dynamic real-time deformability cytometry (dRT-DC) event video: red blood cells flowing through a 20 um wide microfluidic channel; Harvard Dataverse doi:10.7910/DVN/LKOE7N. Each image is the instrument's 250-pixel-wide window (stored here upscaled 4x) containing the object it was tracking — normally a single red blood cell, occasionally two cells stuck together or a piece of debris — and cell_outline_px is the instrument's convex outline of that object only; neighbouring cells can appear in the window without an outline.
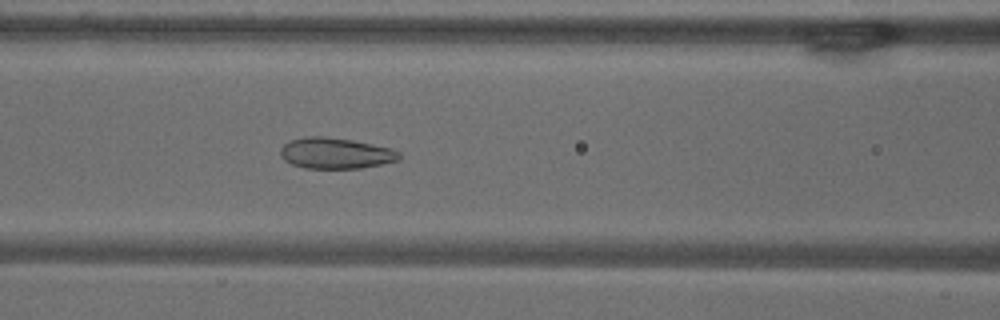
{"species": "common noctule bat (a hibernating species)", "species_latin": "Nyctalus noctula", "temperature_condition": "warm", "stored_images_in_passage": 56, "camera_frame_rate_fps": 3000, "um_per_image_px": 0.085, "animal": {"sex": "male", "body_mass_g": 18.8}, "frame": {"image": 1, "passage_image": 24, "time_ms": 7.667, "image_size_px": [1000, 320], "cell_outline_px": [[400, 160], [360, 168], [304, 168], [292, 164], [284, 160], [280, 156], [280, 148], [284, 144], [292, 140], [304, 136], [324, 136], [352, 140], [392, 148], [400, 152]], "centroid_in_image_um": [28.52, 13.02], "position_along_channel_um": 138.1, "area_um2": 21.44}}
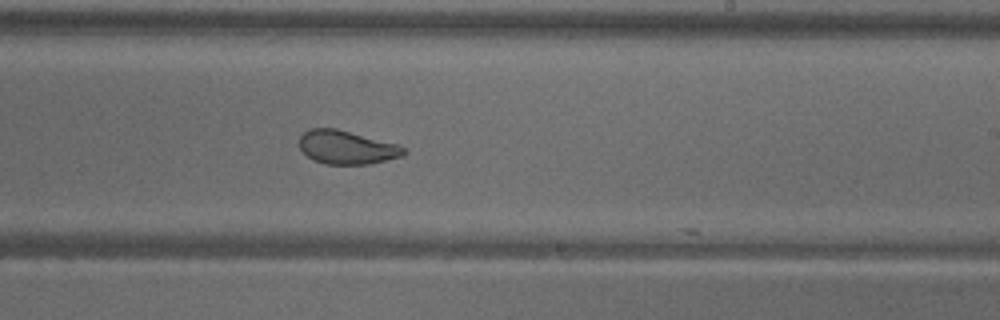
{"frame": {"image": 2, "passage_image": 34, "time_ms": 11.0, "image_size_px": [1000, 320], "cell_outline_px": [[408, 152], [400, 156], [368, 164], [328, 164], [312, 160], [300, 148], [300, 136], [308, 128], [336, 128], [396, 144], [404, 148]], "centroid_in_image_um": [29.43, 12.52], "position_along_channel_um": 259.6, "area_um2": 20.11}}
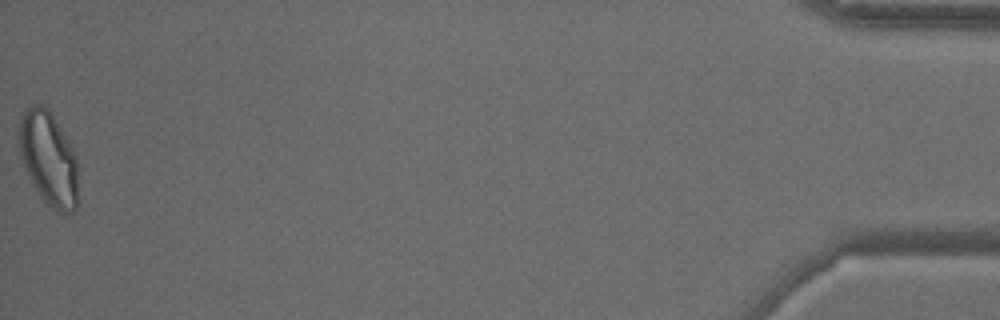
{"frame": {"image": 3, "passage_image": 56, "time_ms": 18.333, "image_size_px": [1000, 320], "cell_outline_px": [[80, 204], [72, 212], [56, 212], [40, 196], [28, 176], [16, 148], [20, 120], [24, 108], [36, 104], [40, 104], [48, 108], [60, 128], [76, 156]], "centroid_in_image_um": [4.12, 13.51], "position_along_channel_um": 431.1, "area_um2": 32.95}, "authors_computed_cell_mechanics": {"area_um2": 26.1834, "velocity_mm_per_s": 3.6595, "shape_relaxation_time_tau1_ms": 7.4868, "shape_relaxation_time_tau2_ms": 1.1521, "deformation_change_tau1": 0.1577, "deformation_change_tau2": 0.0732}}